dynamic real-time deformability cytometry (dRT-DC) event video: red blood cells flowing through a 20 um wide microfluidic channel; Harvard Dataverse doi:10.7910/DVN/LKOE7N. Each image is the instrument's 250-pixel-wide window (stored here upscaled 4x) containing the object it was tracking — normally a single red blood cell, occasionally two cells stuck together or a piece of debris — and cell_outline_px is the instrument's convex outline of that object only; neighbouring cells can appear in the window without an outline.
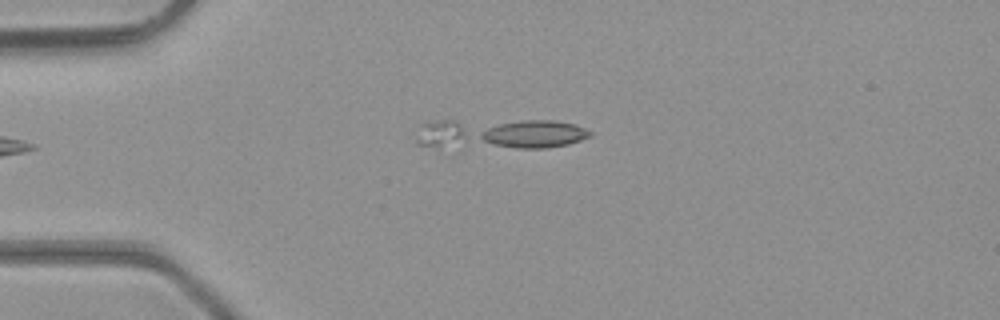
{"species": "common noctule bat (a hibernating species)", "species_latin": "Nyctalus noctula", "temperature_condition": "room temperature", "stored_images_in_passage": 2, "camera_frame_rate_fps": 3000, "um_per_image_px": 0.085, "animal": {"sex": "male", "body_mass_g": 23.1, "forearm_length_mm": 52.7}, "frame": {"image": 1, "passage_image": 2, "time_ms": 0.333, "image_size_px": [1000, 320], "cell_outline_px": [[592, 136], [568, 144], [544, 148], [516, 148], [492, 144], [476, 136], [480, 132], [488, 128], [500, 124], [520, 120], [552, 120], [576, 124], [592, 132]], "centroid_in_image_um": [45.42, 11.39], "position_along_channel_um": 39.6, "area_um2": 17.4}}